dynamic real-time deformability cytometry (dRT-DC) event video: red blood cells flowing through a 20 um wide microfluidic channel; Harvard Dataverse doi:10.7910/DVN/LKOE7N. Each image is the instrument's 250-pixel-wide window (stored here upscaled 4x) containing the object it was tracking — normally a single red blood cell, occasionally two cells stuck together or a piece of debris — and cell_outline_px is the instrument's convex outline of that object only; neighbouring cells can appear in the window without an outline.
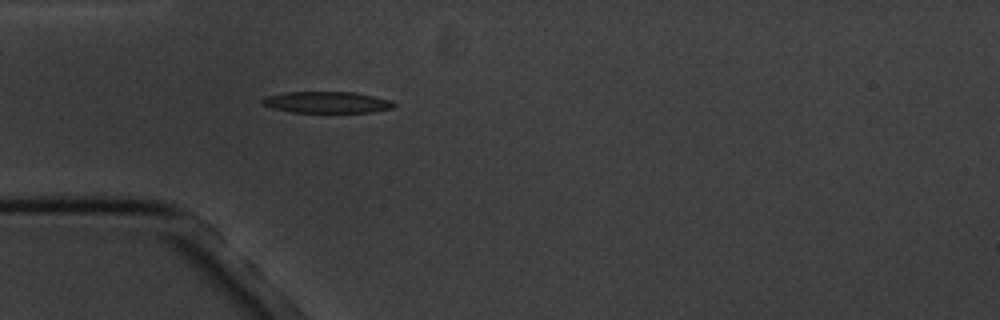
{"species": "common noctule bat (a hibernating species)", "species_latin": "Nyctalus noctula", "temperature_condition": "cold", "stored_images_in_passage": 2, "camera_frame_rate_fps": 3000, "um_per_image_px": 0.085, "animal": {"sex": "male", "body_mass_g": 20.1, "forearm_length_mm": 53.5}, "frame": {"image": 1, "passage_image": 2, "time_ms": 2.0, "image_size_px": [1000, 320], "cell_outline_px": [[396, 104], [392, 108], [372, 112], [292, 112], [272, 108], [264, 104], [260, 100], [264, 96], [284, 92], [352, 92], [392, 100]], "centroid_in_image_um": [27.76, 8.69], "position_along_channel_um": 57.2, "area_um2": 16.36}}